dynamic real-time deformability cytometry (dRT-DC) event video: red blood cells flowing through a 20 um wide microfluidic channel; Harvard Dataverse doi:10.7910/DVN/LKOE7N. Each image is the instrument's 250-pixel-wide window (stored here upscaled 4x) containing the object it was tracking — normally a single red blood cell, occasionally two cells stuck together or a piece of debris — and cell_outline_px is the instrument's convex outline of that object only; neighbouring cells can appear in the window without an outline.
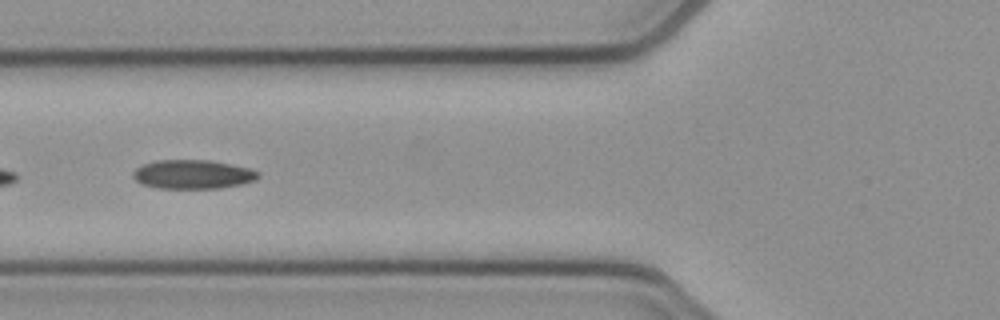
{"species": "common noctule bat (a hibernating species)", "species_latin": "Nyctalus noctula", "temperature_condition": "cold", "stored_images_in_passage": 27, "camera_frame_rate_fps": 3000, "um_per_image_px": 0.085, "animal": {"sex": "female", "body_mass_g": 21.9}, "frame": {"image": 1, "passage_image": 20, "time_ms": 6.333, "image_size_px": [1000, 320], "cell_outline_px": [[260, 176], [256, 180], [244, 184], [220, 188], [156, 188], [140, 184], [132, 176], [132, 172], [136, 168], [144, 164], [156, 160], [212, 160], [232, 164], [248, 168], [260, 172]], "centroid_in_image_um": [16.4, 14.82], "position_along_channel_um": 109.4, "area_um2": 21.39}}